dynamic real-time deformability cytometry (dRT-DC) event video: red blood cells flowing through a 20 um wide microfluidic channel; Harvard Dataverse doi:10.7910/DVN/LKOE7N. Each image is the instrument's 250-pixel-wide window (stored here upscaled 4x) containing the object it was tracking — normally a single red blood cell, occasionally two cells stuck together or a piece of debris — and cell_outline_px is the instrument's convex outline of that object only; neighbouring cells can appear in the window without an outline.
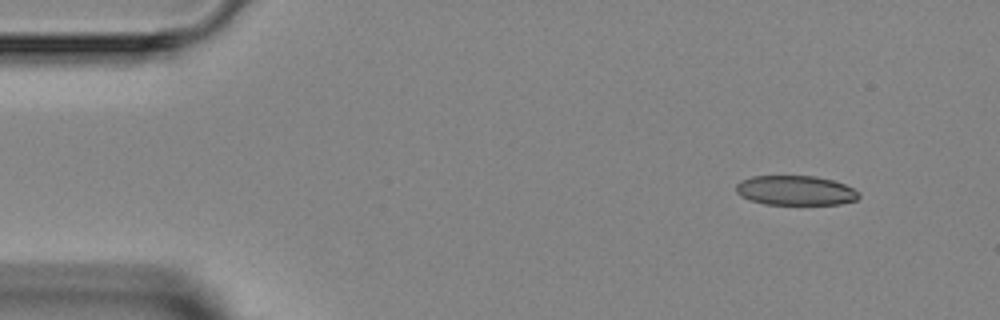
{"species": "Egyptian fruit bat (a non-hibernating species)", "species_latin": "Rousettus aegyptiacus", "temperature_condition": "room temperature", "stored_images_in_passage": 4, "camera_frame_rate_fps": 3000, "um_per_image_px": 0.085, "animal": {"sex": "female"}, "frame": {"image": 1, "passage_image": 1, "time_ms": 0.0, "image_size_px": [1000, 320], "cell_outline_px": [[860, 196], [856, 200], [840, 204], [764, 204], [752, 200], [736, 192], [736, 184], [740, 180], [752, 176], [816, 176], [832, 180], [844, 184], [860, 192]], "centroid_in_image_um": [67.64, 16.18], "position_along_channel_um": 17.4, "area_um2": 21.1}}
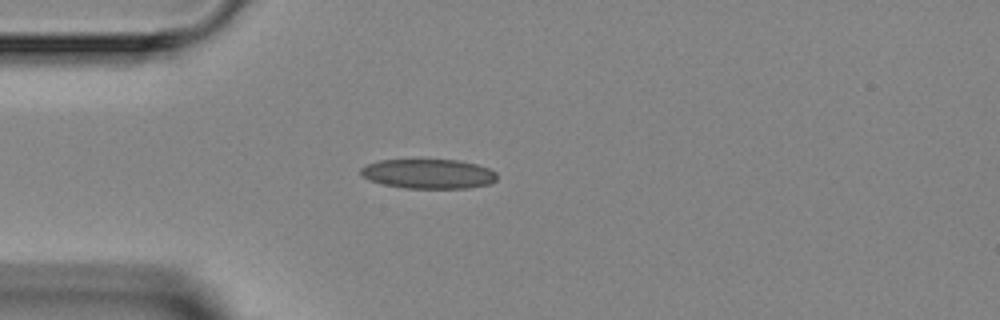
{"frame": {"image": 2, "passage_image": 3, "time_ms": 2.667, "image_size_px": [1000, 320], "cell_outline_px": [[496, 180], [488, 184], [468, 188], [404, 188], [384, 184], [368, 180], [360, 172], [360, 168], [368, 164], [380, 160], [460, 160], [476, 164], [488, 168], [496, 172]], "centroid_in_image_um": [36.42, 14.77], "position_along_channel_um": 48.6, "area_um2": 23.35}}